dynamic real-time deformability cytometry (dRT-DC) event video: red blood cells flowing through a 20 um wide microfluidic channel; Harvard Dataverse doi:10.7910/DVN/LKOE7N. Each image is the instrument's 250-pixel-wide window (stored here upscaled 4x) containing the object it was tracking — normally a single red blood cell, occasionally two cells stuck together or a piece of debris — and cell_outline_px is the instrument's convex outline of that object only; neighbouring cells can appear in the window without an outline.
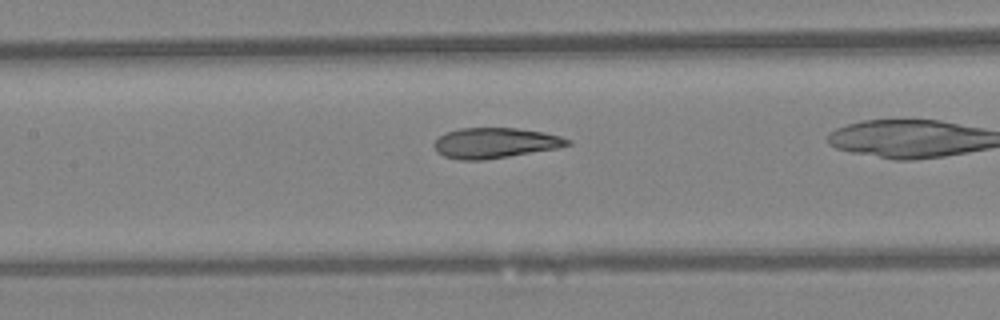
{"species": "Egyptian fruit bat (a non-hibernating species)", "species_latin": "Rousettus aegyptiacus", "temperature_condition": "warm", "stored_images_in_passage": 27, "camera_frame_rate_fps": 3000, "um_per_image_px": 0.085, "animal": {"sex": "female"}, "frame": {"image": 1, "passage_image": 12, "time_ms": 3.667, "image_size_px": [1000, 320], "cell_outline_px": [[572, 144], [560, 148], [484, 160], [460, 160], [444, 156], [436, 152], [432, 144], [440, 136], [448, 132], [460, 128], [516, 128], [544, 132], [560, 136], [572, 140]], "centroid_in_image_um": [42.11, 12.16], "position_along_channel_um": 165.3, "area_um2": 23.76}}
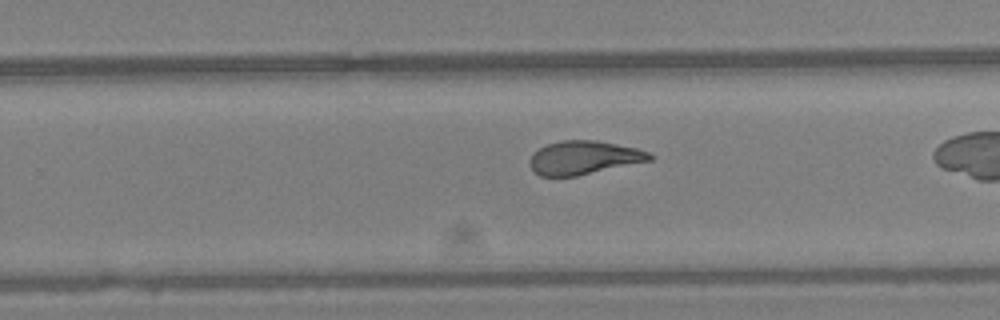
{"frame": {"image": 2, "passage_image": 20, "time_ms": 6.333, "image_size_px": [1000, 320], "cell_outline_px": [[656, 156], [652, 160], [576, 176], [540, 176], [528, 164], [532, 156], [540, 148], [548, 144], [564, 140], [596, 140], [636, 148], [648, 152]], "centroid_in_image_um": [49.66, 13.4], "position_along_channel_um": 280.1, "area_um2": 23.18}}
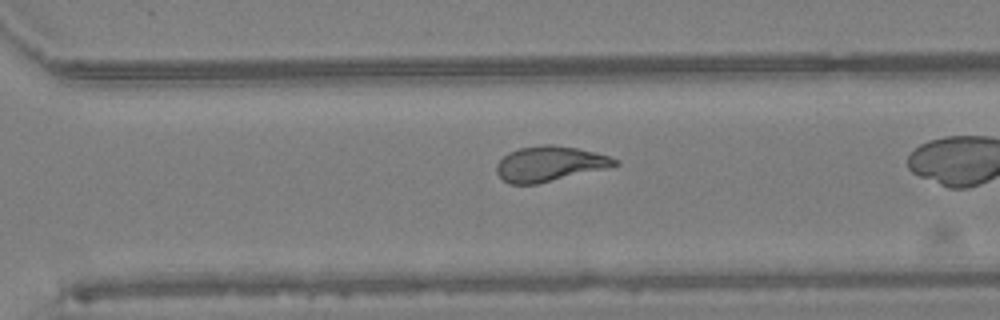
{"frame": {"image": 3, "passage_image": 23, "time_ms": 7.333, "image_size_px": [1000, 320], "cell_outline_px": [[620, 164], [604, 168], [536, 184], [508, 184], [496, 172], [496, 164], [508, 152], [520, 148], [544, 144], [552, 144], [576, 148], [608, 156], [620, 160]], "centroid_in_image_um": [46.68, 13.91], "position_along_channel_um": 323.9, "area_um2": 23.81}}